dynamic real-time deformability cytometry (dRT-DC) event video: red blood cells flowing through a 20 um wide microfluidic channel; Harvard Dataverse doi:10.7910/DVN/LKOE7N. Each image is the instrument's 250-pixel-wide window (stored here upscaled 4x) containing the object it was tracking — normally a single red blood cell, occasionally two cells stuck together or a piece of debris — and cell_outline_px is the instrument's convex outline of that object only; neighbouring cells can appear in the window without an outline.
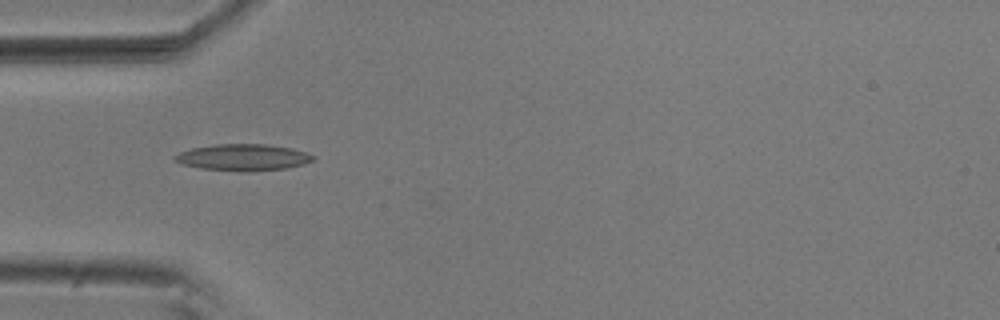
{"species": "common noctule bat (a hibernating species)", "species_latin": "Nyctalus noctula", "temperature_condition": "room temperature", "stored_images_in_passage": 5, "camera_frame_rate_fps": 3000, "um_per_image_px": 0.085, "animal": {"sex": "male", "body_mass_g": 20.5, "forearm_length_mm": 52.5}, "frame": {"image": 1, "passage_image": 3, "time_ms": 0.667, "image_size_px": [1000, 320], "cell_outline_px": [[316, 160], [304, 164], [288, 168], [244, 172], [240, 172], [200, 168], [180, 164], [172, 160], [172, 156], [180, 152], [192, 148], [216, 144], [268, 144], [292, 148], [316, 156]], "centroid_in_image_um": [20.65, 13.38], "position_along_channel_um": 64.3, "area_um2": 21.73}}
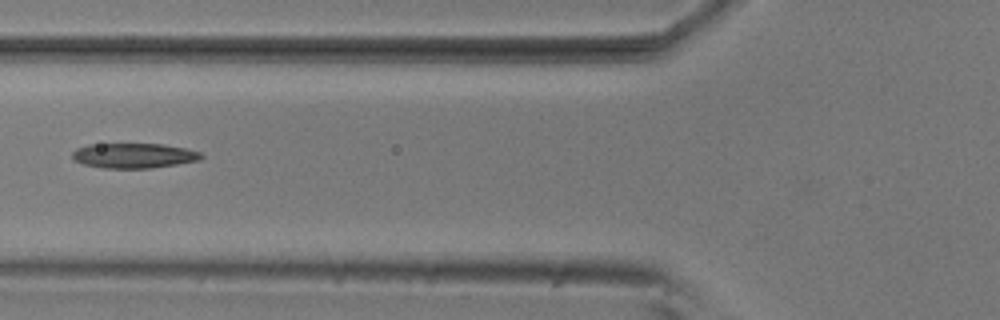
{"frame": {"image": 2, "passage_image": 4, "time_ms": 1.0, "image_size_px": [1000, 320], "cell_outline_px": [[204, 156], [200, 160], [152, 168], [100, 168], [84, 164], [76, 160], [72, 156], [72, 152], [76, 148], [88, 144], [164, 144], [184, 148], [200, 152]], "centroid_in_image_um": [11.37, 13.22], "position_along_channel_um": 114.4, "area_um2": 18.73}}
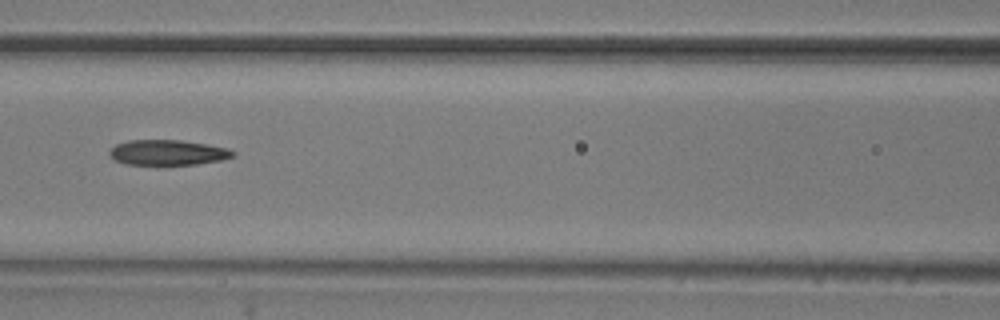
{"frame": {"image": 3, "passage_image": 5, "time_ms": 1.333, "image_size_px": [1000, 320], "cell_outline_px": [[236, 152], [232, 156], [220, 160], [196, 164], [124, 164], [112, 160], [108, 152], [116, 144], [128, 140], [180, 140], [228, 148]], "centroid_in_image_um": [14.2, 12.96], "position_along_channel_um": 152.4, "area_um2": 18.03}}